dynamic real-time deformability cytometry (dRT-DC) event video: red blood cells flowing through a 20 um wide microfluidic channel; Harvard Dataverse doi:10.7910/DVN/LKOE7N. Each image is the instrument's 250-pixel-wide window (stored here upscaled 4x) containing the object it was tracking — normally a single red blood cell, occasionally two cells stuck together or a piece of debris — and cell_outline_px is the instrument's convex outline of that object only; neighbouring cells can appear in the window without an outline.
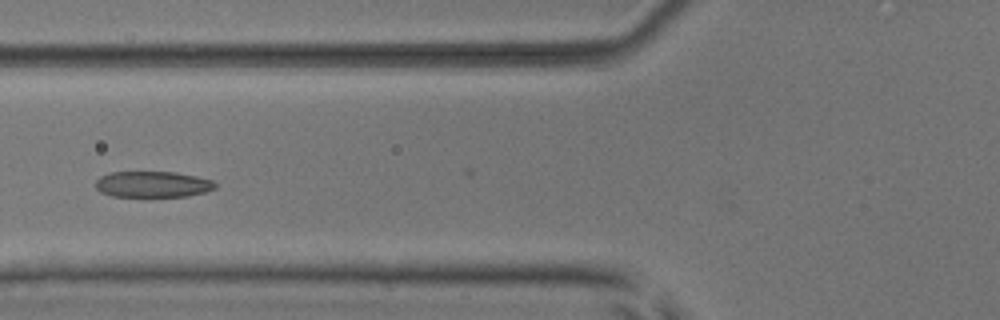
{"species": "common noctule bat (a hibernating species)", "species_latin": "Nyctalus noctula", "temperature_condition": "room temperature", "stored_images_in_passage": 6, "camera_frame_rate_fps": 3000, "um_per_image_px": 0.085, "animal": {"sex": "male", "body_mass_g": 17.9, "forearm_length_mm": 54.2}, "frame": {"image": 1, "passage_image": 6, "time_ms": 5.667, "image_size_px": [1000, 320], "cell_outline_px": [[216, 188], [204, 192], [188, 196], [112, 196], [100, 192], [96, 188], [96, 180], [100, 176], [112, 172], [176, 172], [196, 176], [212, 180], [216, 184]], "centroid_in_image_um": [12.98, 15.66], "position_along_channel_um": 112.8, "area_um2": 18.09}}